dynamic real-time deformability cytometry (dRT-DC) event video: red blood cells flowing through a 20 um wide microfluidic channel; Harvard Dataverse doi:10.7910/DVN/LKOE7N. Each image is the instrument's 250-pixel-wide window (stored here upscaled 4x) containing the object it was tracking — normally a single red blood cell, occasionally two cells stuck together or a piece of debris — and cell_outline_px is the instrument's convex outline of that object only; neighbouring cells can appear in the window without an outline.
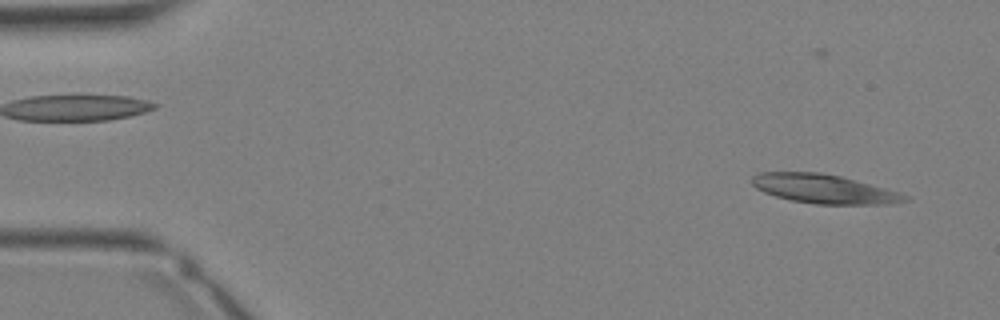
{"species": "Egyptian fruit bat (a non-hibernating species)", "species_latin": "Rousettus aegyptiacus", "temperature_condition": "warm", "stored_images_in_passage": 33, "camera_frame_rate_fps": 3000, "um_per_image_px": 0.085, "animal": {"sex": "female"}, "frame": {"image": 1, "passage_image": 1, "time_ms": 0.0, "image_size_px": [1000, 320], "cell_outline_px": [[908, 200], [888, 204], [816, 204], [792, 200], [776, 196], [764, 192], [756, 188], [752, 184], [752, 176], [756, 172], [820, 172], [840, 176], [884, 188], [908, 196]], "centroid_in_image_um": [69.97, 16.05], "position_along_channel_um": 15.0, "area_um2": 25.55}}
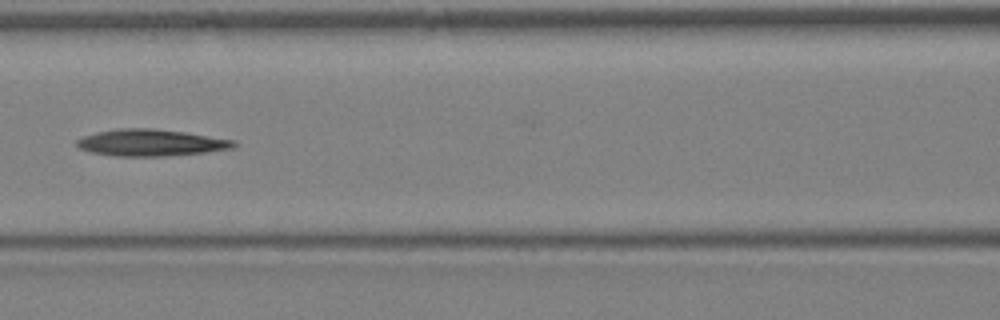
{"frame": {"image": 2, "passage_image": 14, "time_ms": 4.333, "image_size_px": [1000, 320], "cell_outline_px": [[240, 144], [232, 148], [204, 152], [164, 156], [112, 156], [88, 152], [80, 148], [76, 144], [76, 140], [84, 136], [96, 132], [120, 128], [152, 128], [184, 132], [236, 140]], "centroid_in_image_um": [12.81, 12.13], "position_along_channel_um": 153.8, "area_um2": 24.51}}
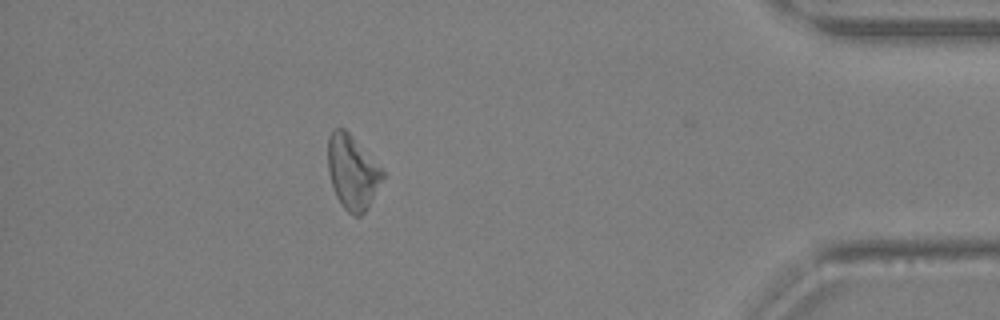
{"frame": {"image": 3, "passage_image": 29, "time_ms": 9.333, "image_size_px": [1000, 320], "cell_outline_px": [[384, 176], [368, 208], [360, 216], [352, 216], [340, 204], [336, 196], [328, 172], [328, 136], [332, 128], [344, 128], [352, 136], [384, 172]], "centroid_in_image_um": [29.92, 14.65], "position_along_channel_um": 405.3, "area_um2": 23.41}}